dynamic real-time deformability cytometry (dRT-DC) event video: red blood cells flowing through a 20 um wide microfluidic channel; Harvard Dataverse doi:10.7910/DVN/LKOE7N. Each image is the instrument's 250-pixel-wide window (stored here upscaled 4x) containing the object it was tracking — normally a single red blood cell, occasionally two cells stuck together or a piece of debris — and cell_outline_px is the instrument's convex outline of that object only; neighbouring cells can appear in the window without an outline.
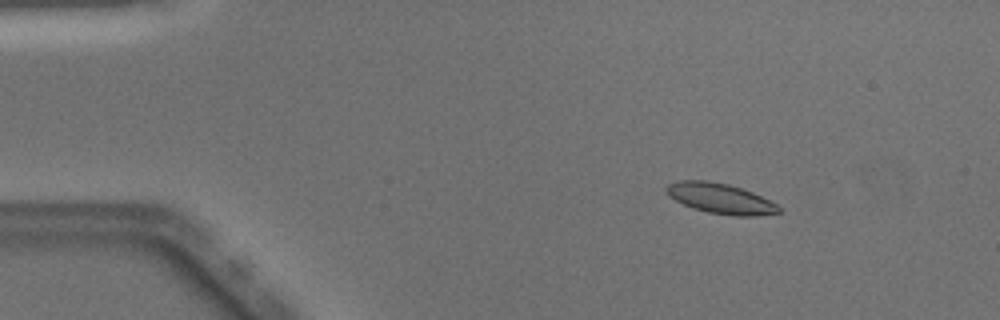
{"species": "Egyptian fruit bat (a non-hibernating species)", "species_latin": "Rousettus aegyptiacus", "temperature_condition": "warm", "stored_images_in_passage": 51, "camera_frame_rate_fps": 3000, "um_per_image_px": 0.085, "animal": {"sex": "male"}, "frame": {"image": 1, "passage_image": 8, "time_ms": 2.333, "image_size_px": [1000, 320], "cell_outline_px": [[780, 212], [756, 216], [732, 216], [708, 212], [692, 208], [668, 196], [664, 188], [668, 184], [680, 180], [704, 180], [728, 184], [752, 192], [776, 204], [780, 208]], "centroid_in_image_um": [61.2, 16.87], "position_along_channel_um": 23.8, "area_um2": 19.71}}
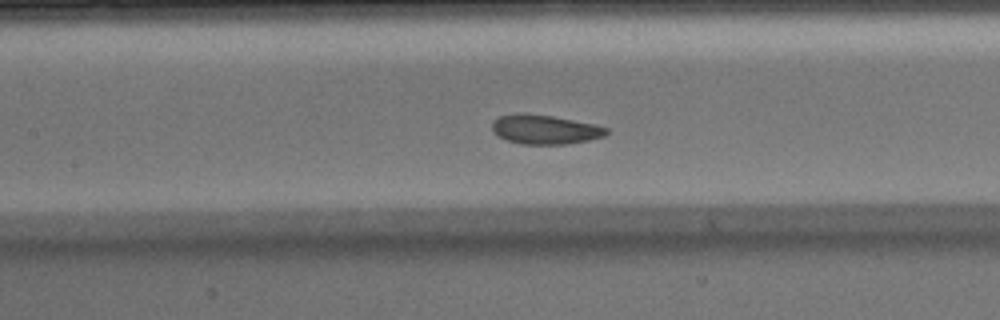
{"frame": {"image": 2, "passage_image": 24, "time_ms": 7.667, "image_size_px": [1000, 320], "cell_outline_px": [[608, 132], [604, 136], [588, 140], [564, 144], [520, 144], [496, 136], [492, 132], [492, 120], [500, 116], [552, 116], [592, 124], [608, 128]], "centroid_in_image_um": [46.31, 11.05], "position_along_channel_um": 161.1, "area_um2": 18.73}}
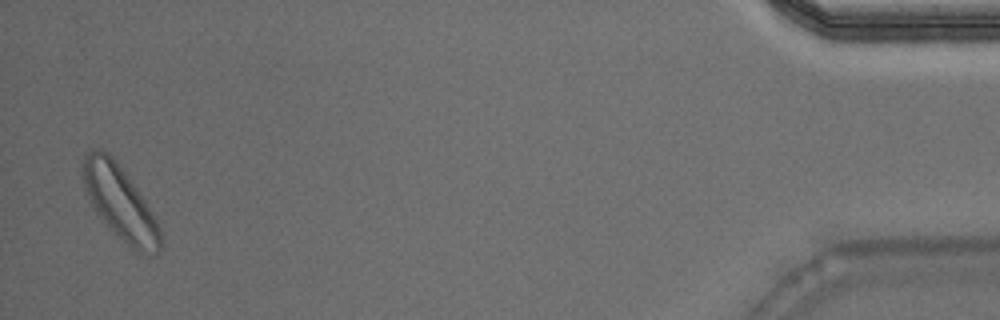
{"frame": {"image": 3, "passage_image": 50, "time_ms": 16.333, "image_size_px": [1000, 320], "cell_outline_px": [[164, 244], [160, 252], [152, 256], [140, 256], [112, 232], [96, 212], [80, 180], [80, 168], [84, 152], [92, 148], [100, 148], [108, 152], [116, 160], [136, 188], [144, 200], [156, 220], [160, 228]], "centroid_in_image_um": [10.18, 17.25], "position_along_channel_um": 425.0, "area_um2": 34.33}, "authors_computed_cell_mechanics": {"area_um2": 19.7098, "velocity_mm_per_s": 4.018, "shape_relaxation_time_tau1_ms": 2.2655, "shape_relaxation_time_tau2_ms": 4.1605, "deformation_change_tau1": 0.0938, "deformation_change_tau2": 0.1061}}